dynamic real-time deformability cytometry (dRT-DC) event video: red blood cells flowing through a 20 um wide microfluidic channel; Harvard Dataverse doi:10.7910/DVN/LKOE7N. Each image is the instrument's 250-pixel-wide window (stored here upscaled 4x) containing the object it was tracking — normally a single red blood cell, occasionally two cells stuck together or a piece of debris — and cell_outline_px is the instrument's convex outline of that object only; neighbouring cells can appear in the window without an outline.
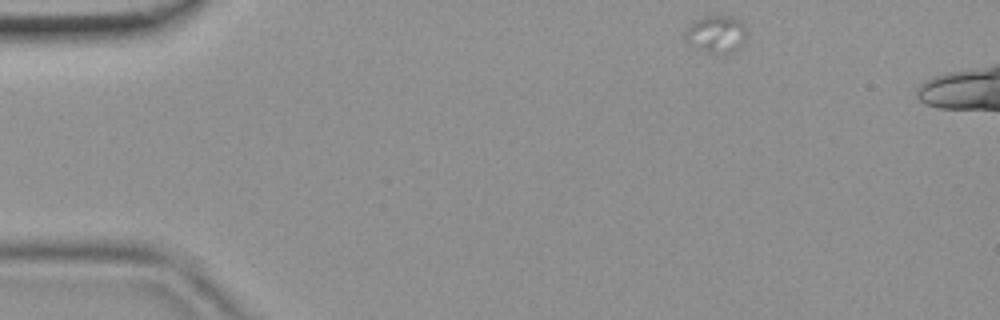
{"species": "common noctule bat (a hibernating species)", "species_latin": "Nyctalus noctula", "temperature_condition": "room temperature", "stored_images_in_passage": 6, "camera_frame_rate_fps": 3000, "um_per_image_px": 0.085, "animal": {"sex": "female", "body_mass_g": 19.9}, "frame": {"image": 1, "passage_image": 1, "time_ms": 0.0, "image_size_px": [1000, 320], "cell_outline_px": [[744, 48], [732, 52], [696, 52], [684, 40], [684, 32], [696, 20], [704, 16], [732, 16], [740, 20], [744, 24]], "centroid_in_image_um": [60.85, 2.93], "position_along_channel_um": 24.2, "area_um2": 13.64}}